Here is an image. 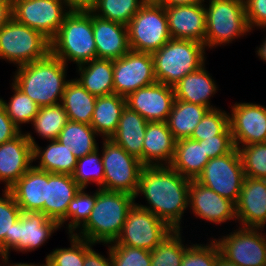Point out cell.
Instances as JSON below:
<instances>
[{
    "label": "cell",
    "mask_w": 266,
    "mask_h": 266,
    "mask_svg": "<svg viewBox=\"0 0 266 266\" xmlns=\"http://www.w3.org/2000/svg\"><path fill=\"white\" fill-rule=\"evenodd\" d=\"M238 226L266 228V180L245 177L236 203Z\"/></svg>",
    "instance_id": "20"
},
{
    "label": "cell",
    "mask_w": 266,
    "mask_h": 266,
    "mask_svg": "<svg viewBox=\"0 0 266 266\" xmlns=\"http://www.w3.org/2000/svg\"><path fill=\"white\" fill-rule=\"evenodd\" d=\"M207 243H191L185 251L181 266H214L216 257L220 254L213 238H207Z\"/></svg>",
    "instance_id": "45"
},
{
    "label": "cell",
    "mask_w": 266,
    "mask_h": 266,
    "mask_svg": "<svg viewBox=\"0 0 266 266\" xmlns=\"http://www.w3.org/2000/svg\"><path fill=\"white\" fill-rule=\"evenodd\" d=\"M245 177L241 156L235 147L226 155L210 159L196 181L236 204Z\"/></svg>",
    "instance_id": "11"
},
{
    "label": "cell",
    "mask_w": 266,
    "mask_h": 266,
    "mask_svg": "<svg viewBox=\"0 0 266 266\" xmlns=\"http://www.w3.org/2000/svg\"><path fill=\"white\" fill-rule=\"evenodd\" d=\"M263 30V31H262ZM261 32H266V28L261 29ZM264 38V39H263ZM262 38V42L259 46L256 47V57L259 58V60H262L263 63H266V35Z\"/></svg>",
    "instance_id": "55"
},
{
    "label": "cell",
    "mask_w": 266,
    "mask_h": 266,
    "mask_svg": "<svg viewBox=\"0 0 266 266\" xmlns=\"http://www.w3.org/2000/svg\"><path fill=\"white\" fill-rule=\"evenodd\" d=\"M79 190L80 187L74 181L72 175L46 172L44 215L57 221L63 229L69 203Z\"/></svg>",
    "instance_id": "23"
},
{
    "label": "cell",
    "mask_w": 266,
    "mask_h": 266,
    "mask_svg": "<svg viewBox=\"0 0 266 266\" xmlns=\"http://www.w3.org/2000/svg\"><path fill=\"white\" fill-rule=\"evenodd\" d=\"M147 123L148 121L139 113L126 106L119 120L117 131L110 139L143 163V142Z\"/></svg>",
    "instance_id": "28"
},
{
    "label": "cell",
    "mask_w": 266,
    "mask_h": 266,
    "mask_svg": "<svg viewBox=\"0 0 266 266\" xmlns=\"http://www.w3.org/2000/svg\"><path fill=\"white\" fill-rule=\"evenodd\" d=\"M43 266H52V265L45 259V263L43 264Z\"/></svg>",
    "instance_id": "58"
},
{
    "label": "cell",
    "mask_w": 266,
    "mask_h": 266,
    "mask_svg": "<svg viewBox=\"0 0 266 266\" xmlns=\"http://www.w3.org/2000/svg\"><path fill=\"white\" fill-rule=\"evenodd\" d=\"M173 39H190L205 45L206 13L204 3L165 7Z\"/></svg>",
    "instance_id": "21"
},
{
    "label": "cell",
    "mask_w": 266,
    "mask_h": 266,
    "mask_svg": "<svg viewBox=\"0 0 266 266\" xmlns=\"http://www.w3.org/2000/svg\"><path fill=\"white\" fill-rule=\"evenodd\" d=\"M13 18V0H0V29Z\"/></svg>",
    "instance_id": "51"
},
{
    "label": "cell",
    "mask_w": 266,
    "mask_h": 266,
    "mask_svg": "<svg viewBox=\"0 0 266 266\" xmlns=\"http://www.w3.org/2000/svg\"><path fill=\"white\" fill-rule=\"evenodd\" d=\"M22 212H42L46 200V171L32 166L10 189Z\"/></svg>",
    "instance_id": "27"
},
{
    "label": "cell",
    "mask_w": 266,
    "mask_h": 266,
    "mask_svg": "<svg viewBox=\"0 0 266 266\" xmlns=\"http://www.w3.org/2000/svg\"><path fill=\"white\" fill-rule=\"evenodd\" d=\"M97 96L90 94L75 78L65 86L61 104L69 121L91 124Z\"/></svg>",
    "instance_id": "32"
},
{
    "label": "cell",
    "mask_w": 266,
    "mask_h": 266,
    "mask_svg": "<svg viewBox=\"0 0 266 266\" xmlns=\"http://www.w3.org/2000/svg\"><path fill=\"white\" fill-rule=\"evenodd\" d=\"M209 161L203 145L190 138H184L176 141L175 154L170 165L183 177L196 180Z\"/></svg>",
    "instance_id": "31"
},
{
    "label": "cell",
    "mask_w": 266,
    "mask_h": 266,
    "mask_svg": "<svg viewBox=\"0 0 266 266\" xmlns=\"http://www.w3.org/2000/svg\"><path fill=\"white\" fill-rule=\"evenodd\" d=\"M101 158L104 167V190L135 195L144 168L143 163L128 154L112 139H102Z\"/></svg>",
    "instance_id": "9"
},
{
    "label": "cell",
    "mask_w": 266,
    "mask_h": 266,
    "mask_svg": "<svg viewBox=\"0 0 266 266\" xmlns=\"http://www.w3.org/2000/svg\"><path fill=\"white\" fill-rule=\"evenodd\" d=\"M96 202V190L87 192L86 188H80L75 197L69 203L66 212L67 234H75L88 220Z\"/></svg>",
    "instance_id": "40"
},
{
    "label": "cell",
    "mask_w": 266,
    "mask_h": 266,
    "mask_svg": "<svg viewBox=\"0 0 266 266\" xmlns=\"http://www.w3.org/2000/svg\"><path fill=\"white\" fill-rule=\"evenodd\" d=\"M95 0H63L64 4L71 10H90Z\"/></svg>",
    "instance_id": "52"
},
{
    "label": "cell",
    "mask_w": 266,
    "mask_h": 266,
    "mask_svg": "<svg viewBox=\"0 0 266 266\" xmlns=\"http://www.w3.org/2000/svg\"><path fill=\"white\" fill-rule=\"evenodd\" d=\"M236 227L229 234L211 237L217 243L220 254L238 266H266L265 229Z\"/></svg>",
    "instance_id": "10"
},
{
    "label": "cell",
    "mask_w": 266,
    "mask_h": 266,
    "mask_svg": "<svg viewBox=\"0 0 266 266\" xmlns=\"http://www.w3.org/2000/svg\"><path fill=\"white\" fill-rule=\"evenodd\" d=\"M238 150L245 176L266 180V142L249 144Z\"/></svg>",
    "instance_id": "43"
},
{
    "label": "cell",
    "mask_w": 266,
    "mask_h": 266,
    "mask_svg": "<svg viewBox=\"0 0 266 266\" xmlns=\"http://www.w3.org/2000/svg\"><path fill=\"white\" fill-rule=\"evenodd\" d=\"M206 51L205 45L198 41L171 38L152 53L157 82L173 87L206 63Z\"/></svg>",
    "instance_id": "5"
},
{
    "label": "cell",
    "mask_w": 266,
    "mask_h": 266,
    "mask_svg": "<svg viewBox=\"0 0 266 266\" xmlns=\"http://www.w3.org/2000/svg\"><path fill=\"white\" fill-rule=\"evenodd\" d=\"M130 50L153 53L170 39L165 7L159 3H146L127 25Z\"/></svg>",
    "instance_id": "8"
},
{
    "label": "cell",
    "mask_w": 266,
    "mask_h": 266,
    "mask_svg": "<svg viewBox=\"0 0 266 266\" xmlns=\"http://www.w3.org/2000/svg\"><path fill=\"white\" fill-rule=\"evenodd\" d=\"M74 78L92 95L106 96L114 94L113 60L95 58L90 62L76 66Z\"/></svg>",
    "instance_id": "29"
},
{
    "label": "cell",
    "mask_w": 266,
    "mask_h": 266,
    "mask_svg": "<svg viewBox=\"0 0 266 266\" xmlns=\"http://www.w3.org/2000/svg\"><path fill=\"white\" fill-rule=\"evenodd\" d=\"M33 146V165L35 168L55 174L72 175L78 158L65 145L57 140L47 141V146H40L31 131H25ZM39 160V161H38Z\"/></svg>",
    "instance_id": "25"
},
{
    "label": "cell",
    "mask_w": 266,
    "mask_h": 266,
    "mask_svg": "<svg viewBox=\"0 0 266 266\" xmlns=\"http://www.w3.org/2000/svg\"><path fill=\"white\" fill-rule=\"evenodd\" d=\"M33 146L22 131L0 145V184L9 190L32 166Z\"/></svg>",
    "instance_id": "19"
},
{
    "label": "cell",
    "mask_w": 266,
    "mask_h": 266,
    "mask_svg": "<svg viewBox=\"0 0 266 266\" xmlns=\"http://www.w3.org/2000/svg\"><path fill=\"white\" fill-rule=\"evenodd\" d=\"M200 3H205V0H160L159 2V4L163 5L164 7L200 4Z\"/></svg>",
    "instance_id": "53"
},
{
    "label": "cell",
    "mask_w": 266,
    "mask_h": 266,
    "mask_svg": "<svg viewBox=\"0 0 266 266\" xmlns=\"http://www.w3.org/2000/svg\"><path fill=\"white\" fill-rule=\"evenodd\" d=\"M209 110L206 106L174 100L171 112L166 120L174 139L190 138L202 117Z\"/></svg>",
    "instance_id": "33"
},
{
    "label": "cell",
    "mask_w": 266,
    "mask_h": 266,
    "mask_svg": "<svg viewBox=\"0 0 266 266\" xmlns=\"http://www.w3.org/2000/svg\"><path fill=\"white\" fill-rule=\"evenodd\" d=\"M93 244L85 239V257L83 266H113L109 244H101L107 248V256L94 250Z\"/></svg>",
    "instance_id": "49"
},
{
    "label": "cell",
    "mask_w": 266,
    "mask_h": 266,
    "mask_svg": "<svg viewBox=\"0 0 266 266\" xmlns=\"http://www.w3.org/2000/svg\"><path fill=\"white\" fill-rule=\"evenodd\" d=\"M198 142L203 145L209 159L226 155L235 148L230 126L222 134Z\"/></svg>",
    "instance_id": "47"
},
{
    "label": "cell",
    "mask_w": 266,
    "mask_h": 266,
    "mask_svg": "<svg viewBox=\"0 0 266 266\" xmlns=\"http://www.w3.org/2000/svg\"><path fill=\"white\" fill-rule=\"evenodd\" d=\"M50 52L49 39L14 18L0 29V60L16 68L40 60Z\"/></svg>",
    "instance_id": "7"
},
{
    "label": "cell",
    "mask_w": 266,
    "mask_h": 266,
    "mask_svg": "<svg viewBox=\"0 0 266 266\" xmlns=\"http://www.w3.org/2000/svg\"><path fill=\"white\" fill-rule=\"evenodd\" d=\"M22 131L7 115L0 100V145L17 137Z\"/></svg>",
    "instance_id": "50"
},
{
    "label": "cell",
    "mask_w": 266,
    "mask_h": 266,
    "mask_svg": "<svg viewBox=\"0 0 266 266\" xmlns=\"http://www.w3.org/2000/svg\"><path fill=\"white\" fill-rule=\"evenodd\" d=\"M69 237L70 247L54 248L45 259L52 266H83L85 257V239L74 234Z\"/></svg>",
    "instance_id": "41"
},
{
    "label": "cell",
    "mask_w": 266,
    "mask_h": 266,
    "mask_svg": "<svg viewBox=\"0 0 266 266\" xmlns=\"http://www.w3.org/2000/svg\"><path fill=\"white\" fill-rule=\"evenodd\" d=\"M11 92L8 102L0 97L7 115L13 123L22 131V124L32 123L40 107L22 92L13 82L10 83Z\"/></svg>",
    "instance_id": "38"
},
{
    "label": "cell",
    "mask_w": 266,
    "mask_h": 266,
    "mask_svg": "<svg viewBox=\"0 0 266 266\" xmlns=\"http://www.w3.org/2000/svg\"><path fill=\"white\" fill-rule=\"evenodd\" d=\"M190 180L171 165L144 166L135 197V204L149 210L172 230H183L188 210ZM146 204L136 202L142 196Z\"/></svg>",
    "instance_id": "1"
},
{
    "label": "cell",
    "mask_w": 266,
    "mask_h": 266,
    "mask_svg": "<svg viewBox=\"0 0 266 266\" xmlns=\"http://www.w3.org/2000/svg\"><path fill=\"white\" fill-rule=\"evenodd\" d=\"M125 107V97L118 94L97 97L90 125L101 139H110L115 134Z\"/></svg>",
    "instance_id": "30"
},
{
    "label": "cell",
    "mask_w": 266,
    "mask_h": 266,
    "mask_svg": "<svg viewBox=\"0 0 266 266\" xmlns=\"http://www.w3.org/2000/svg\"><path fill=\"white\" fill-rule=\"evenodd\" d=\"M214 266H238L235 263L229 262L223 255L219 254L216 257Z\"/></svg>",
    "instance_id": "56"
},
{
    "label": "cell",
    "mask_w": 266,
    "mask_h": 266,
    "mask_svg": "<svg viewBox=\"0 0 266 266\" xmlns=\"http://www.w3.org/2000/svg\"><path fill=\"white\" fill-rule=\"evenodd\" d=\"M182 231L173 230L151 251V266H181L184 251L191 244L184 245Z\"/></svg>",
    "instance_id": "36"
},
{
    "label": "cell",
    "mask_w": 266,
    "mask_h": 266,
    "mask_svg": "<svg viewBox=\"0 0 266 266\" xmlns=\"http://www.w3.org/2000/svg\"><path fill=\"white\" fill-rule=\"evenodd\" d=\"M188 210L196 219L215 226L231 221L237 223L236 204L196 180H190Z\"/></svg>",
    "instance_id": "17"
},
{
    "label": "cell",
    "mask_w": 266,
    "mask_h": 266,
    "mask_svg": "<svg viewBox=\"0 0 266 266\" xmlns=\"http://www.w3.org/2000/svg\"><path fill=\"white\" fill-rule=\"evenodd\" d=\"M205 48L224 47L251 35L244 0H205ZM208 3V4H207Z\"/></svg>",
    "instance_id": "6"
},
{
    "label": "cell",
    "mask_w": 266,
    "mask_h": 266,
    "mask_svg": "<svg viewBox=\"0 0 266 266\" xmlns=\"http://www.w3.org/2000/svg\"><path fill=\"white\" fill-rule=\"evenodd\" d=\"M145 4L146 3H159L160 0H142Z\"/></svg>",
    "instance_id": "57"
},
{
    "label": "cell",
    "mask_w": 266,
    "mask_h": 266,
    "mask_svg": "<svg viewBox=\"0 0 266 266\" xmlns=\"http://www.w3.org/2000/svg\"><path fill=\"white\" fill-rule=\"evenodd\" d=\"M59 229V223L42 212H22L12 225L11 236H6V254L12 251L28 254L38 250Z\"/></svg>",
    "instance_id": "14"
},
{
    "label": "cell",
    "mask_w": 266,
    "mask_h": 266,
    "mask_svg": "<svg viewBox=\"0 0 266 266\" xmlns=\"http://www.w3.org/2000/svg\"><path fill=\"white\" fill-rule=\"evenodd\" d=\"M0 195V256L6 254V236H11L12 225L22 211L9 190L1 191Z\"/></svg>",
    "instance_id": "44"
},
{
    "label": "cell",
    "mask_w": 266,
    "mask_h": 266,
    "mask_svg": "<svg viewBox=\"0 0 266 266\" xmlns=\"http://www.w3.org/2000/svg\"><path fill=\"white\" fill-rule=\"evenodd\" d=\"M157 82L151 53L129 50L124 56L113 60L114 93L127 97L141 87Z\"/></svg>",
    "instance_id": "15"
},
{
    "label": "cell",
    "mask_w": 266,
    "mask_h": 266,
    "mask_svg": "<svg viewBox=\"0 0 266 266\" xmlns=\"http://www.w3.org/2000/svg\"><path fill=\"white\" fill-rule=\"evenodd\" d=\"M67 65L51 52L15 69L11 81L39 107L61 103L68 83Z\"/></svg>",
    "instance_id": "2"
},
{
    "label": "cell",
    "mask_w": 266,
    "mask_h": 266,
    "mask_svg": "<svg viewBox=\"0 0 266 266\" xmlns=\"http://www.w3.org/2000/svg\"><path fill=\"white\" fill-rule=\"evenodd\" d=\"M10 255L11 254H5V255H1L0 256V266H43V263H22V262H18V263H13L12 261H10Z\"/></svg>",
    "instance_id": "54"
},
{
    "label": "cell",
    "mask_w": 266,
    "mask_h": 266,
    "mask_svg": "<svg viewBox=\"0 0 266 266\" xmlns=\"http://www.w3.org/2000/svg\"><path fill=\"white\" fill-rule=\"evenodd\" d=\"M229 126L236 148L266 142V106L252 102L231 105Z\"/></svg>",
    "instance_id": "16"
},
{
    "label": "cell",
    "mask_w": 266,
    "mask_h": 266,
    "mask_svg": "<svg viewBox=\"0 0 266 266\" xmlns=\"http://www.w3.org/2000/svg\"><path fill=\"white\" fill-rule=\"evenodd\" d=\"M175 144L166 122H148L143 142V165H170L175 154Z\"/></svg>",
    "instance_id": "26"
},
{
    "label": "cell",
    "mask_w": 266,
    "mask_h": 266,
    "mask_svg": "<svg viewBox=\"0 0 266 266\" xmlns=\"http://www.w3.org/2000/svg\"><path fill=\"white\" fill-rule=\"evenodd\" d=\"M70 11L63 0H13V18L39 31L50 41Z\"/></svg>",
    "instance_id": "13"
},
{
    "label": "cell",
    "mask_w": 266,
    "mask_h": 266,
    "mask_svg": "<svg viewBox=\"0 0 266 266\" xmlns=\"http://www.w3.org/2000/svg\"><path fill=\"white\" fill-rule=\"evenodd\" d=\"M92 28L97 58L116 60L130 50L126 25L101 18L92 13Z\"/></svg>",
    "instance_id": "22"
},
{
    "label": "cell",
    "mask_w": 266,
    "mask_h": 266,
    "mask_svg": "<svg viewBox=\"0 0 266 266\" xmlns=\"http://www.w3.org/2000/svg\"><path fill=\"white\" fill-rule=\"evenodd\" d=\"M67 113L61 103L40 107L31 126L37 137L43 140H56L68 122Z\"/></svg>",
    "instance_id": "35"
},
{
    "label": "cell",
    "mask_w": 266,
    "mask_h": 266,
    "mask_svg": "<svg viewBox=\"0 0 266 266\" xmlns=\"http://www.w3.org/2000/svg\"><path fill=\"white\" fill-rule=\"evenodd\" d=\"M50 43L51 53L67 66L70 62L79 66L97 58L92 12L70 11Z\"/></svg>",
    "instance_id": "4"
},
{
    "label": "cell",
    "mask_w": 266,
    "mask_h": 266,
    "mask_svg": "<svg viewBox=\"0 0 266 266\" xmlns=\"http://www.w3.org/2000/svg\"><path fill=\"white\" fill-rule=\"evenodd\" d=\"M206 63L198 70L184 76L173 86L176 100L191 104L206 106L209 109L219 108L213 106L211 98L217 94L219 87L212 74L206 69Z\"/></svg>",
    "instance_id": "24"
},
{
    "label": "cell",
    "mask_w": 266,
    "mask_h": 266,
    "mask_svg": "<svg viewBox=\"0 0 266 266\" xmlns=\"http://www.w3.org/2000/svg\"><path fill=\"white\" fill-rule=\"evenodd\" d=\"M144 4L142 0H95L90 11L101 18L127 26Z\"/></svg>",
    "instance_id": "37"
},
{
    "label": "cell",
    "mask_w": 266,
    "mask_h": 266,
    "mask_svg": "<svg viewBox=\"0 0 266 266\" xmlns=\"http://www.w3.org/2000/svg\"><path fill=\"white\" fill-rule=\"evenodd\" d=\"M133 195L96 188V202L87 222L74 234L93 244H110L120 235Z\"/></svg>",
    "instance_id": "3"
},
{
    "label": "cell",
    "mask_w": 266,
    "mask_h": 266,
    "mask_svg": "<svg viewBox=\"0 0 266 266\" xmlns=\"http://www.w3.org/2000/svg\"><path fill=\"white\" fill-rule=\"evenodd\" d=\"M126 106L148 122H166L175 100L172 86L155 82L130 93Z\"/></svg>",
    "instance_id": "18"
},
{
    "label": "cell",
    "mask_w": 266,
    "mask_h": 266,
    "mask_svg": "<svg viewBox=\"0 0 266 266\" xmlns=\"http://www.w3.org/2000/svg\"><path fill=\"white\" fill-rule=\"evenodd\" d=\"M244 3L251 31L266 28V0H244Z\"/></svg>",
    "instance_id": "48"
},
{
    "label": "cell",
    "mask_w": 266,
    "mask_h": 266,
    "mask_svg": "<svg viewBox=\"0 0 266 266\" xmlns=\"http://www.w3.org/2000/svg\"><path fill=\"white\" fill-rule=\"evenodd\" d=\"M100 149L79 158L72 173V178L80 188H86L92 183L104 189V167Z\"/></svg>",
    "instance_id": "39"
},
{
    "label": "cell",
    "mask_w": 266,
    "mask_h": 266,
    "mask_svg": "<svg viewBox=\"0 0 266 266\" xmlns=\"http://www.w3.org/2000/svg\"><path fill=\"white\" fill-rule=\"evenodd\" d=\"M113 266H151V251L128 245H109Z\"/></svg>",
    "instance_id": "46"
},
{
    "label": "cell",
    "mask_w": 266,
    "mask_h": 266,
    "mask_svg": "<svg viewBox=\"0 0 266 266\" xmlns=\"http://www.w3.org/2000/svg\"><path fill=\"white\" fill-rule=\"evenodd\" d=\"M229 127V112L223 108L209 109L194 129L190 139L200 141L222 134Z\"/></svg>",
    "instance_id": "42"
},
{
    "label": "cell",
    "mask_w": 266,
    "mask_h": 266,
    "mask_svg": "<svg viewBox=\"0 0 266 266\" xmlns=\"http://www.w3.org/2000/svg\"><path fill=\"white\" fill-rule=\"evenodd\" d=\"M172 231L149 210L134 204L128 211L120 235L109 245H128L152 251Z\"/></svg>",
    "instance_id": "12"
},
{
    "label": "cell",
    "mask_w": 266,
    "mask_h": 266,
    "mask_svg": "<svg viewBox=\"0 0 266 266\" xmlns=\"http://www.w3.org/2000/svg\"><path fill=\"white\" fill-rule=\"evenodd\" d=\"M97 137L99 135L91 125L68 121L56 140L79 159L100 148Z\"/></svg>",
    "instance_id": "34"
}]
</instances>
